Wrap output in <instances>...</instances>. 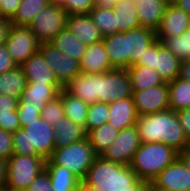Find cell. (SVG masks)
I'll return each instance as SVG.
<instances>
[{
	"instance_id": "obj_27",
	"label": "cell",
	"mask_w": 190,
	"mask_h": 191,
	"mask_svg": "<svg viewBox=\"0 0 190 191\" xmlns=\"http://www.w3.org/2000/svg\"><path fill=\"white\" fill-rule=\"evenodd\" d=\"M127 72L133 90L149 89L165 83L156 70L146 66L132 65Z\"/></svg>"
},
{
	"instance_id": "obj_39",
	"label": "cell",
	"mask_w": 190,
	"mask_h": 191,
	"mask_svg": "<svg viewBox=\"0 0 190 191\" xmlns=\"http://www.w3.org/2000/svg\"><path fill=\"white\" fill-rule=\"evenodd\" d=\"M45 105L34 106L31 103H19L17 112L18 118L20 122V127L23 128L25 125L29 124L36 120L37 118L41 117V111Z\"/></svg>"
},
{
	"instance_id": "obj_53",
	"label": "cell",
	"mask_w": 190,
	"mask_h": 191,
	"mask_svg": "<svg viewBox=\"0 0 190 191\" xmlns=\"http://www.w3.org/2000/svg\"><path fill=\"white\" fill-rule=\"evenodd\" d=\"M120 0H94V7L113 8Z\"/></svg>"
},
{
	"instance_id": "obj_15",
	"label": "cell",
	"mask_w": 190,
	"mask_h": 191,
	"mask_svg": "<svg viewBox=\"0 0 190 191\" xmlns=\"http://www.w3.org/2000/svg\"><path fill=\"white\" fill-rule=\"evenodd\" d=\"M190 27V14L185 13L171 1L167 4L157 37L181 36Z\"/></svg>"
},
{
	"instance_id": "obj_44",
	"label": "cell",
	"mask_w": 190,
	"mask_h": 191,
	"mask_svg": "<svg viewBox=\"0 0 190 191\" xmlns=\"http://www.w3.org/2000/svg\"><path fill=\"white\" fill-rule=\"evenodd\" d=\"M22 0H0V17L11 20Z\"/></svg>"
},
{
	"instance_id": "obj_22",
	"label": "cell",
	"mask_w": 190,
	"mask_h": 191,
	"mask_svg": "<svg viewBox=\"0 0 190 191\" xmlns=\"http://www.w3.org/2000/svg\"><path fill=\"white\" fill-rule=\"evenodd\" d=\"M81 73H103L114 69L104 49L102 41L87 45L86 51L79 62Z\"/></svg>"
},
{
	"instance_id": "obj_57",
	"label": "cell",
	"mask_w": 190,
	"mask_h": 191,
	"mask_svg": "<svg viewBox=\"0 0 190 191\" xmlns=\"http://www.w3.org/2000/svg\"><path fill=\"white\" fill-rule=\"evenodd\" d=\"M67 0H50V3H53L57 6H63Z\"/></svg>"
},
{
	"instance_id": "obj_3",
	"label": "cell",
	"mask_w": 190,
	"mask_h": 191,
	"mask_svg": "<svg viewBox=\"0 0 190 191\" xmlns=\"http://www.w3.org/2000/svg\"><path fill=\"white\" fill-rule=\"evenodd\" d=\"M139 178L130 165L105 160L97 156L82 180L81 187H97L104 191L129 189Z\"/></svg>"
},
{
	"instance_id": "obj_7",
	"label": "cell",
	"mask_w": 190,
	"mask_h": 191,
	"mask_svg": "<svg viewBox=\"0 0 190 191\" xmlns=\"http://www.w3.org/2000/svg\"><path fill=\"white\" fill-rule=\"evenodd\" d=\"M181 60L178 59L160 40L145 49L142 57L134 65L156 70L164 82L174 81L179 76Z\"/></svg>"
},
{
	"instance_id": "obj_49",
	"label": "cell",
	"mask_w": 190,
	"mask_h": 191,
	"mask_svg": "<svg viewBox=\"0 0 190 191\" xmlns=\"http://www.w3.org/2000/svg\"><path fill=\"white\" fill-rule=\"evenodd\" d=\"M178 78L190 82V59L181 61Z\"/></svg>"
},
{
	"instance_id": "obj_42",
	"label": "cell",
	"mask_w": 190,
	"mask_h": 191,
	"mask_svg": "<svg viewBox=\"0 0 190 191\" xmlns=\"http://www.w3.org/2000/svg\"><path fill=\"white\" fill-rule=\"evenodd\" d=\"M27 191H53L49 173L42 170L26 189Z\"/></svg>"
},
{
	"instance_id": "obj_35",
	"label": "cell",
	"mask_w": 190,
	"mask_h": 191,
	"mask_svg": "<svg viewBox=\"0 0 190 191\" xmlns=\"http://www.w3.org/2000/svg\"><path fill=\"white\" fill-rule=\"evenodd\" d=\"M89 15L103 38L118 33L113 8L93 7Z\"/></svg>"
},
{
	"instance_id": "obj_26",
	"label": "cell",
	"mask_w": 190,
	"mask_h": 191,
	"mask_svg": "<svg viewBox=\"0 0 190 191\" xmlns=\"http://www.w3.org/2000/svg\"><path fill=\"white\" fill-rule=\"evenodd\" d=\"M55 129V148L67 146L86 138L84 127L76 125L66 115L53 126Z\"/></svg>"
},
{
	"instance_id": "obj_47",
	"label": "cell",
	"mask_w": 190,
	"mask_h": 191,
	"mask_svg": "<svg viewBox=\"0 0 190 191\" xmlns=\"http://www.w3.org/2000/svg\"><path fill=\"white\" fill-rule=\"evenodd\" d=\"M19 100L17 98L8 96V95H0V111H13L17 110Z\"/></svg>"
},
{
	"instance_id": "obj_11",
	"label": "cell",
	"mask_w": 190,
	"mask_h": 191,
	"mask_svg": "<svg viewBox=\"0 0 190 191\" xmlns=\"http://www.w3.org/2000/svg\"><path fill=\"white\" fill-rule=\"evenodd\" d=\"M133 95L130 76L127 69H112L100 73L99 102L112 103Z\"/></svg>"
},
{
	"instance_id": "obj_55",
	"label": "cell",
	"mask_w": 190,
	"mask_h": 191,
	"mask_svg": "<svg viewBox=\"0 0 190 191\" xmlns=\"http://www.w3.org/2000/svg\"><path fill=\"white\" fill-rule=\"evenodd\" d=\"M148 191H170V190L160 188L158 186H155L152 182H149V190Z\"/></svg>"
},
{
	"instance_id": "obj_6",
	"label": "cell",
	"mask_w": 190,
	"mask_h": 191,
	"mask_svg": "<svg viewBox=\"0 0 190 191\" xmlns=\"http://www.w3.org/2000/svg\"><path fill=\"white\" fill-rule=\"evenodd\" d=\"M46 160L41 156L13 154L8 160L5 186L13 190H26L36 176L45 169Z\"/></svg>"
},
{
	"instance_id": "obj_21",
	"label": "cell",
	"mask_w": 190,
	"mask_h": 191,
	"mask_svg": "<svg viewBox=\"0 0 190 191\" xmlns=\"http://www.w3.org/2000/svg\"><path fill=\"white\" fill-rule=\"evenodd\" d=\"M157 40L156 32L142 26L127 31L128 68L134 65L145 49Z\"/></svg>"
},
{
	"instance_id": "obj_32",
	"label": "cell",
	"mask_w": 190,
	"mask_h": 191,
	"mask_svg": "<svg viewBox=\"0 0 190 191\" xmlns=\"http://www.w3.org/2000/svg\"><path fill=\"white\" fill-rule=\"evenodd\" d=\"M119 130L108 122L87 132V139L94 152L101 156L102 153L113 143L118 136Z\"/></svg>"
},
{
	"instance_id": "obj_4",
	"label": "cell",
	"mask_w": 190,
	"mask_h": 191,
	"mask_svg": "<svg viewBox=\"0 0 190 191\" xmlns=\"http://www.w3.org/2000/svg\"><path fill=\"white\" fill-rule=\"evenodd\" d=\"M178 157V151L162 142L141 143L130 164L139 180L152 182Z\"/></svg>"
},
{
	"instance_id": "obj_23",
	"label": "cell",
	"mask_w": 190,
	"mask_h": 191,
	"mask_svg": "<svg viewBox=\"0 0 190 191\" xmlns=\"http://www.w3.org/2000/svg\"><path fill=\"white\" fill-rule=\"evenodd\" d=\"M102 42L111 66L116 69H127V32H119L106 36L102 39Z\"/></svg>"
},
{
	"instance_id": "obj_25",
	"label": "cell",
	"mask_w": 190,
	"mask_h": 191,
	"mask_svg": "<svg viewBox=\"0 0 190 191\" xmlns=\"http://www.w3.org/2000/svg\"><path fill=\"white\" fill-rule=\"evenodd\" d=\"M53 191H81L82 181L71 171L55 165L50 159L45 162Z\"/></svg>"
},
{
	"instance_id": "obj_50",
	"label": "cell",
	"mask_w": 190,
	"mask_h": 191,
	"mask_svg": "<svg viewBox=\"0 0 190 191\" xmlns=\"http://www.w3.org/2000/svg\"><path fill=\"white\" fill-rule=\"evenodd\" d=\"M8 175L7 160L0 158V187L5 186Z\"/></svg>"
},
{
	"instance_id": "obj_13",
	"label": "cell",
	"mask_w": 190,
	"mask_h": 191,
	"mask_svg": "<svg viewBox=\"0 0 190 191\" xmlns=\"http://www.w3.org/2000/svg\"><path fill=\"white\" fill-rule=\"evenodd\" d=\"M134 104L139 116L169 109L168 83L144 90H133Z\"/></svg>"
},
{
	"instance_id": "obj_8",
	"label": "cell",
	"mask_w": 190,
	"mask_h": 191,
	"mask_svg": "<svg viewBox=\"0 0 190 191\" xmlns=\"http://www.w3.org/2000/svg\"><path fill=\"white\" fill-rule=\"evenodd\" d=\"M67 16L61 6L49 3L34 17L29 27L41 43L50 42L66 28Z\"/></svg>"
},
{
	"instance_id": "obj_30",
	"label": "cell",
	"mask_w": 190,
	"mask_h": 191,
	"mask_svg": "<svg viewBox=\"0 0 190 191\" xmlns=\"http://www.w3.org/2000/svg\"><path fill=\"white\" fill-rule=\"evenodd\" d=\"M27 78L20 66L0 75V95H8L21 99L23 90L27 86Z\"/></svg>"
},
{
	"instance_id": "obj_18",
	"label": "cell",
	"mask_w": 190,
	"mask_h": 191,
	"mask_svg": "<svg viewBox=\"0 0 190 191\" xmlns=\"http://www.w3.org/2000/svg\"><path fill=\"white\" fill-rule=\"evenodd\" d=\"M66 28L86 45L98 43L103 39L89 14L68 15Z\"/></svg>"
},
{
	"instance_id": "obj_12",
	"label": "cell",
	"mask_w": 190,
	"mask_h": 191,
	"mask_svg": "<svg viewBox=\"0 0 190 191\" xmlns=\"http://www.w3.org/2000/svg\"><path fill=\"white\" fill-rule=\"evenodd\" d=\"M136 125L119 131L113 143L102 153L105 160L130 165L135 152L140 147Z\"/></svg>"
},
{
	"instance_id": "obj_58",
	"label": "cell",
	"mask_w": 190,
	"mask_h": 191,
	"mask_svg": "<svg viewBox=\"0 0 190 191\" xmlns=\"http://www.w3.org/2000/svg\"><path fill=\"white\" fill-rule=\"evenodd\" d=\"M0 191H15V190H13L12 188H9L7 186H2V187H0Z\"/></svg>"
},
{
	"instance_id": "obj_31",
	"label": "cell",
	"mask_w": 190,
	"mask_h": 191,
	"mask_svg": "<svg viewBox=\"0 0 190 191\" xmlns=\"http://www.w3.org/2000/svg\"><path fill=\"white\" fill-rule=\"evenodd\" d=\"M60 98L64 106V114L76 125L85 129L89 104L71 95L64 88L60 91Z\"/></svg>"
},
{
	"instance_id": "obj_16",
	"label": "cell",
	"mask_w": 190,
	"mask_h": 191,
	"mask_svg": "<svg viewBox=\"0 0 190 191\" xmlns=\"http://www.w3.org/2000/svg\"><path fill=\"white\" fill-rule=\"evenodd\" d=\"M64 89L85 103L92 104L99 102L100 73H80Z\"/></svg>"
},
{
	"instance_id": "obj_2",
	"label": "cell",
	"mask_w": 190,
	"mask_h": 191,
	"mask_svg": "<svg viewBox=\"0 0 190 191\" xmlns=\"http://www.w3.org/2000/svg\"><path fill=\"white\" fill-rule=\"evenodd\" d=\"M55 149V129L42 117L13 133V154L49 159Z\"/></svg>"
},
{
	"instance_id": "obj_51",
	"label": "cell",
	"mask_w": 190,
	"mask_h": 191,
	"mask_svg": "<svg viewBox=\"0 0 190 191\" xmlns=\"http://www.w3.org/2000/svg\"><path fill=\"white\" fill-rule=\"evenodd\" d=\"M149 190V182L138 180L134 185H132L127 190L122 191H148Z\"/></svg>"
},
{
	"instance_id": "obj_45",
	"label": "cell",
	"mask_w": 190,
	"mask_h": 191,
	"mask_svg": "<svg viewBox=\"0 0 190 191\" xmlns=\"http://www.w3.org/2000/svg\"><path fill=\"white\" fill-rule=\"evenodd\" d=\"M17 67L7 51L6 45H0V75Z\"/></svg>"
},
{
	"instance_id": "obj_24",
	"label": "cell",
	"mask_w": 190,
	"mask_h": 191,
	"mask_svg": "<svg viewBox=\"0 0 190 191\" xmlns=\"http://www.w3.org/2000/svg\"><path fill=\"white\" fill-rule=\"evenodd\" d=\"M64 87L61 84H37L28 82L23 90L19 103H31V105H46L48 101L57 98Z\"/></svg>"
},
{
	"instance_id": "obj_33",
	"label": "cell",
	"mask_w": 190,
	"mask_h": 191,
	"mask_svg": "<svg viewBox=\"0 0 190 191\" xmlns=\"http://www.w3.org/2000/svg\"><path fill=\"white\" fill-rule=\"evenodd\" d=\"M169 108L175 112L190 108V82L176 78L168 82Z\"/></svg>"
},
{
	"instance_id": "obj_43",
	"label": "cell",
	"mask_w": 190,
	"mask_h": 191,
	"mask_svg": "<svg viewBox=\"0 0 190 191\" xmlns=\"http://www.w3.org/2000/svg\"><path fill=\"white\" fill-rule=\"evenodd\" d=\"M13 155V133L0 129V158L8 160Z\"/></svg>"
},
{
	"instance_id": "obj_10",
	"label": "cell",
	"mask_w": 190,
	"mask_h": 191,
	"mask_svg": "<svg viewBox=\"0 0 190 191\" xmlns=\"http://www.w3.org/2000/svg\"><path fill=\"white\" fill-rule=\"evenodd\" d=\"M39 52L52 68L56 79L63 87L81 73L79 61L65 55L50 42L41 43Z\"/></svg>"
},
{
	"instance_id": "obj_40",
	"label": "cell",
	"mask_w": 190,
	"mask_h": 191,
	"mask_svg": "<svg viewBox=\"0 0 190 191\" xmlns=\"http://www.w3.org/2000/svg\"><path fill=\"white\" fill-rule=\"evenodd\" d=\"M94 7V0H67L62 8L67 15L89 14Z\"/></svg>"
},
{
	"instance_id": "obj_29",
	"label": "cell",
	"mask_w": 190,
	"mask_h": 191,
	"mask_svg": "<svg viewBox=\"0 0 190 191\" xmlns=\"http://www.w3.org/2000/svg\"><path fill=\"white\" fill-rule=\"evenodd\" d=\"M58 50L65 55H69L72 59L81 61L87 45L82 43L72 32L67 28L61 30L56 37L50 41Z\"/></svg>"
},
{
	"instance_id": "obj_41",
	"label": "cell",
	"mask_w": 190,
	"mask_h": 191,
	"mask_svg": "<svg viewBox=\"0 0 190 191\" xmlns=\"http://www.w3.org/2000/svg\"><path fill=\"white\" fill-rule=\"evenodd\" d=\"M20 128L17 110L0 111V129L14 133Z\"/></svg>"
},
{
	"instance_id": "obj_34",
	"label": "cell",
	"mask_w": 190,
	"mask_h": 191,
	"mask_svg": "<svg viewBox=\"0 0 190 191\" xmlns=\"http://www.w3.org/2000/svg\"><path fill=\"white\" fill-rule=\"evenodd\" d=\"M49 3L50 0H22L14 17L10 20L11 25L29 26L40 10Z\"/></svg>"
},
{
	"instance_id": "obj_36",
	"label": "cell",
	"mask_w": 190,
	"mask_h": 191,
	"mask_svg": "<svg viewBox=\"0 0 190 191\" xmlns=\"http://www.w3.org/2000/svg\"><path fill=\"white\" fill-rule=\"evenodd\" d=\"M181 61L190 59V32L181 36L157 37Z\"/></svg>"
},
{
	"instance_id": "obj_54",
	"label": "cell",
	"mask_w": 190,
	"mask_h": 191,
	"mask_svg": "<svg viewBox=\"0 0 190 191\" xmlns=\"http://www.w3.org/2000/svg\"><path fill=\"white\" fill-rule=\"evenodd\" d=\"M178 8L182 9L185 13L190 14V0H170Z\"/></svg>"
},
{
	"instance_id": "obj_5",
	"label": "cell",
	"mask_w": 190,
	"mask_h": 191,
	"mask_svg": "<svg viewBox=\"0 0 190 191\" xmlns=\"http://www.w3.org/2000/svg\"><path fill=\"white\" fill-rule=\"evenodd\" d=\"M97 156L86 137L76 143L55 148L49 159L82 181Z\"/></svg>"
},
{
	"instance_id": "obj_56",
	"label": "cell",
	"mask_w": 190,
	"mask_h": 191,
	"mask_svg": "<svg viewBox=\"0 0 190 191\" xmlns=\"http://www.w3.org/2000/svg\"><path fill=\"white\" fill-rule=\"evenodd\" d=\"M81 191H104V190L97 187H81Z\"/></svg>"
},
{
	"instance_id": "obj_17",
	"label": "cell",
	"mask_w": 190,
	"mask_h": 191,
	"mask_svg": "<svg viewBox=\"0 0 190 191\" xmlns=\"http://www.w3.org/2000/svg\"><path fill=\"white\" fill-rule=\"evenodd\" d=\"M138 117L133 96L109 103L108 123L119 131L136 125Z\"/></svg>"
},
{
	"instance_id": "obj_9",
	"label": "cell",
	"mask_w": 190,
	"mask_h": 191,
	"mask_svg": "<svg viewBox=\"0 0 190 191\" xmlns=\"http://www.w3.org/2000/svg\"><path fill=\"white\" fill-rule=\"evenodd\" d=\"M40 44L29 26L11 25L5 41L7 51L17 66L39 52Z\"/></svg>"
},
{
	"instance_id": "obj_46",
	"label": "cell",
	"mask_w": 190,
	"mask_h": 191,
	"mask_svg": "<svg viewBox=\"0 0 190 191\" xmlns=\"http://www.w3.org/2000/svg\"><path fill=\"white\" fill-rule=\"evenodd\" d=\"M177 115L179 116L181 126L183 127L186 140L190 145V108L177 111Z\"/></svg>"
},
{
	"instance_id": "obj_52",
	"label": "cell",
	"mask_w": 190,
	"mask_h": 191,
	"mask_svg": "<svg viewBox=\"0 0 190 191\" xmlns=\"http://www.w3.org/2000/svg\"><path fill=\"white\" fill-rule=\"evenodd\" d=\"M178 157L190 171V146L185 148L183 151L178 152Z\"/></svg>"
},
{
	"instance_id": "obj_1",
	"label": "cell",
	"mask_w": 190,
	"mask_h": 191,
	"mask_svg": "<svg viewBox=\"0 0 190 191\" xmlns=\"http://www.w3.org/2000/svg\"><path fill=\"white\" fill-rule=\"evenodd\" d=\"M136 129L141 143L162 142L178 152L190 146L177 112L170 108L139 116Z\"/></svg>"
},
{
	"instance_id": "obj_14",
	"label": "cell",
	"mask_w": 190,
	"mask_h": 191,
	"mask_svg": "<svg viewBox=\"0 0 190 191\" xmlns=\"http://www.w3.org/2000/svg\"><path fill=\"white\" fill-rule=\"evenodd\" d=\"M152 183L170 191H190V171L177 157L154 178Z\"/></svg>"
},
{
	"instance_id": "obj_37",
	"label": "cell",
	"mask_w": 190,
	"mask_h": 191,
	"mask_svg": "<svg viewBox=\"0 0 190 191\" xmlns=\"http://www.w3.org/2000/svg\"><path fill=\"white\" fill-rule=\"evenodd\" d=\"M109 104L96 102L89 104L87 120L85 124L86 133L108 122Z\"/></svg>"
},
{
	"instance_id": "obj_20",
	"label": "cell",
	"mask_w": 190,
	"mask_h": 191,
	"mask_svg": "<svg viewBox=\"0 0 190 191\" xmlns=\"http://www.w3.org/2000/svg\"><path fill=\"white\" fill-rule=\"evenodd\" d=\"M20 68L28 82H37V84H60L52 68L40 52L30 56L20 65Z\"/></svg>"
},
{
	"instance_id": "obj_48",
	"label": "cell",
	"mask_w": 190,
	"mask_h": 191,
	"mask_svg": "<svg viewBox=\"0 0 190 191\" xmlns=\"http://www.w3.org/2000/svg\"><path fill=\"white\" fill-rule=\"evenodd\" d=\"M10 28H11L10 20L0 17V45L5 44Z\"/></svg>"
},
{
	"instance_id": "obj_38",
	"label": "cell",
	"mask_w": 190,
	"mask_h": 191,
	"mask_svg": "<svg viewBox=\"0 0 190 191\" xmlns=\"http://www.w3.org/2000/svg\"><path fill=\"white\" fill-rule=\"evenodd\" d=\"M41 117L52 126L64 117V106L60 94L57 98L48 101L41 111Z\"/></svg>"
},
{
	"instance_id": "obj_19",
	"label": "cell",
	"mask_w": 190,
	"mask_h": 191,
	"mask_svg": "<svg viewBox=\"0 0 190 191\" xmlns=\"http://www.w3.org/2000/svg\"><path fill=\"white\" fill-rule=\"evenodd\" d=\"M135 3L140 26L157 31L170 0H132Z\"/></svg>"
},
{
	"instance_id": "obj_28",
	"label": "cell",
	"mask_w": 190,
	"mask_h": 191,
	"mask_svg": "<svg viewBox=\"0 0 190 191\" xmlns=\"http://www.w3.org/2000/svg\"><path fill=\"white\" fill-rule=\"evenodd\" d=\"M116 25L119 32L140 27L135 3L132 0H120L114 7Z\"/></svg>"
}]
</instances>
